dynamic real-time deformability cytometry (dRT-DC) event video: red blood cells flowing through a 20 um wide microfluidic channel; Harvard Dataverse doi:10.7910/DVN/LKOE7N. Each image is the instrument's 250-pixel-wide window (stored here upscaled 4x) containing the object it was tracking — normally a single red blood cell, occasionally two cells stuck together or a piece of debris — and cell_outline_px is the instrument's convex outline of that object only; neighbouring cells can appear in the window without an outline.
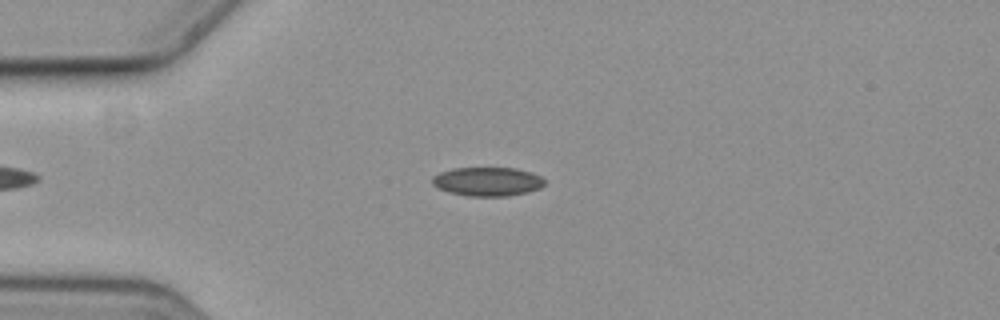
{"species": "common noctule bat (a hibernating species)", "species_latin": "Nyctalus noctula", "temperature_condition": "cold", "stored_images_in_passage": 56, "camera_frame_rate_fps": 3000, "um_per_image_px": 0.085, "animal": {"sex": "female", "body_mass_g": 19.3, "forearm_length_mm": 54.1}, "frame": {"image": 1, "passage_image": 13, "time_ms": 4.0, "image_size_px": [1000, 320], "cell_outline_px": [[544, 184], [540, 188], [528, 192], [508, 196], [468, 196], [448, 192], [436, 188], [432, 184], [432, 176], [440, 172], [452, 168], [516, 168], [532, 172], [540, 176], [544, 180]], "centroid_in_image_um": [41.41, 15.43], "position_along_channel_um": 43.6, "area_um2": 19.07}}
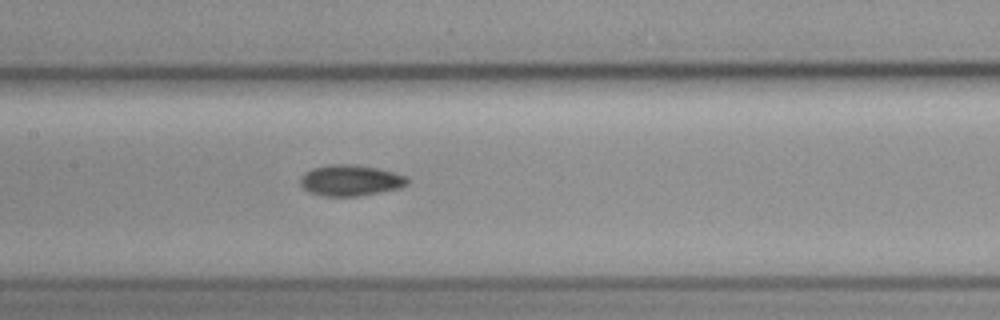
{"frame": {"image": 2, "passage_image": 26, "time_ms": 8.333, "image_size_px": [1000, 320], "cell_outline_px": [[408, 184], [400, 188], [360, 196], [324, 196], [308, 192], [300, 184], [300, 180], [304, 172], [312, 168], [328, 164], [356, 164], [396, 172], [408, 176]], "centroid_in_image_um": [29.8, 15.32], "position_along_channel_um": 177.6, "area_um2": 19.59}}
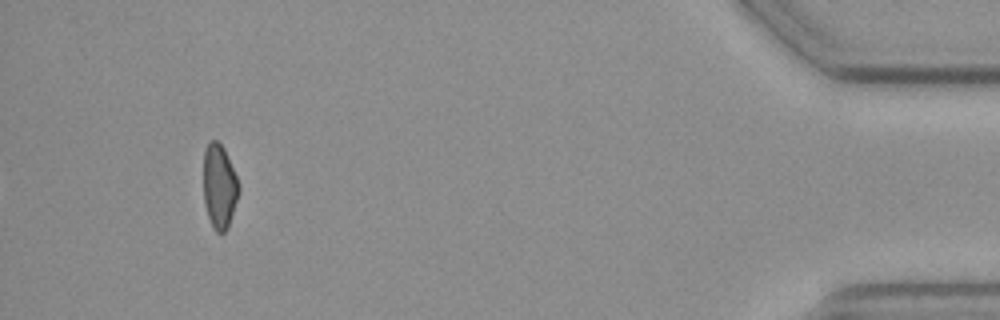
{"frame": {"image": 3, "passage_image": 52, "time_ms": 17.0, "image_size_px": [1000, 320], "cell_outline_px": [[240, 192], [228, 228], [224, 232], [216, 232], [212, 228], [208, 216], [204, 200], [204, 148], [212, 140], [216, 140], [224, 148], [236, 176], [240, 188]], "centroid_in_image_um": [18.65, 15.87], "position_along_channel_um": 416.5, "area_um2": 17.34}, "authors_computed_cell_mechanics": {"area_um2": 18.5827, "velocity_mm_per_s": 3.6097, "shape_relaxation_time_tau1_ms": 7.5208, "shape_relaxation_time_tau2_ms": null, "deformation_change_tau1": 0.0933, "deformation_change_tau2": null}}